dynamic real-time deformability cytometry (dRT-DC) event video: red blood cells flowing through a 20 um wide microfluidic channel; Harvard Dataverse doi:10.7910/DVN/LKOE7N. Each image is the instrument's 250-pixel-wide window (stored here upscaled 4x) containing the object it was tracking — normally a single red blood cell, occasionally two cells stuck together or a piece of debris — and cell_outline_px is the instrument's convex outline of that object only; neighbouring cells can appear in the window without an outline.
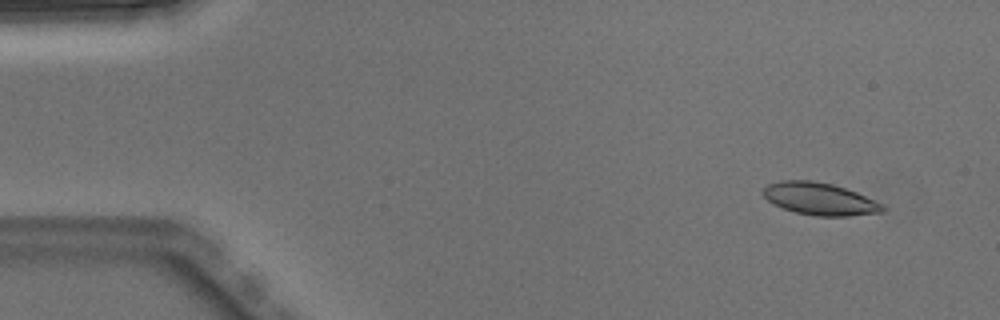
{"species": "Egyptian fruit bat (a non-hibernating species)", "species_latin": "Rousettus aegyptiacus", "temperature_condition": "warm", "stored_images_in_passage": 3, "camera_frame_rate_fps": 3000, "um_per_image_px": 0.085, "animal": {"sex": "male"}, "frame": {"image": 1, "passage_image": 1, "time_ms": 0.0, "image_size_px": [1000, 320], "cell_outline_px": [[884, 212], [848, 216], [816, 216], [796, 212], [772, 204], [760, 192], [768, 184], [780, 180], [812, 180], [832, 184], [856, 192], [884, 204]], "centroid_in_image_um": [69.66, 16.9], "position_along_channel_um": 15.3, "area_um2": 22.54}}
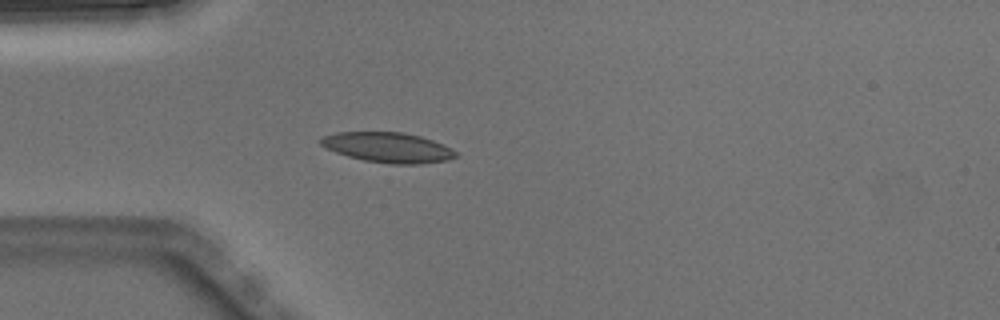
{"frame": {"image": 2, "passage_image": 3, "time_ms": 0.667, "image_size_px": [1000, 320], "cell_outline_px": [[456, 156], [448, 160], [420, 164], [388, 164], [364, 160], [348, 156], [336, 152], [320, 144], [320, 140], [324, 136], [336, 132], [404, 132], [420, 136], [432, 140], [456, 152]], "centroid_in_image_um": [32.96, 12.53], "position_along_channel_um": 52.0, "area_um2": 23.41}}